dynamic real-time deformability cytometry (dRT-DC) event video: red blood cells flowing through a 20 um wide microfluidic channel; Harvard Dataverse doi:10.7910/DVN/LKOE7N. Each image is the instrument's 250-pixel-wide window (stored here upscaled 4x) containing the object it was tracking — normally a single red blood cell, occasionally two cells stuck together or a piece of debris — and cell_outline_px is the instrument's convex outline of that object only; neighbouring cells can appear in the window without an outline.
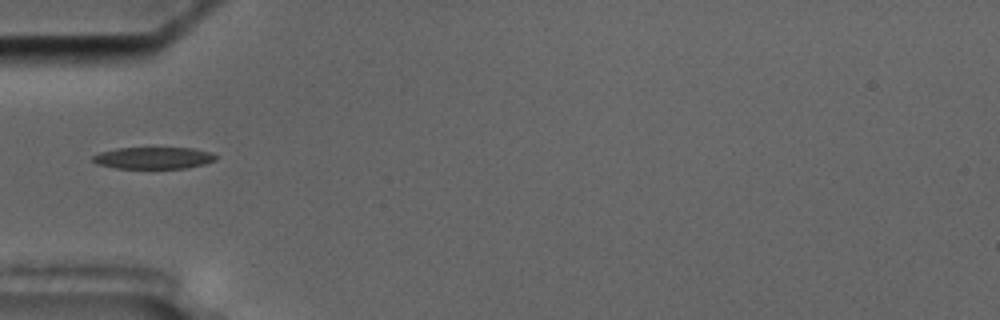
{"species": "common noctule bat (a hibernating species)", "species_latin": "Nyctalus noctula", "temperature_condition": "cold", "stored_images_in_passage": 38, "camera_frame_rate_fps": 3000, "um_per_image_px": 0.085, "animal": {"sex": "male", "body_mass_g": 17.5, "forearm_length_mm": 52.3}, "frame": {"image": 1, "passage_image": 1, "time_ms": 0.0, "image_size_px": [1000, 320], "cell_outline_px": [[216, 160], [204, 164], [184, 168], [116, 168], [96, 164], [92, 160], [92, 156], [100, 152], [116, 148], [192, 148], [212, 152], [216, 156]], "centroid_in_image_um": [13.03, 13.42], "position_along_channel_um": 72.0, "area_um2": 15.61}}
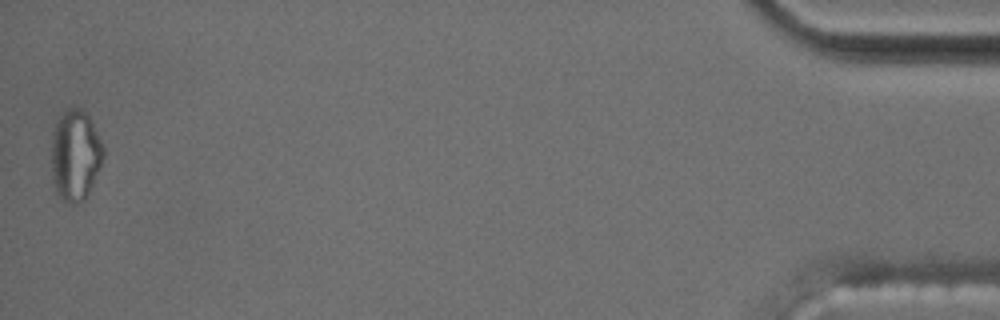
{"frame": {"image": 2, "passage_image": 38, "time_ms": 12.333, "image_size_px": [1000, 320], "cell_outline_px": [[104, 156], [92, 184], [84, 200], [72, 204], [64, 200], [56, 192], [52, 180], [52, 132], [56, 120], [68, 108], [80, 108], [88, 116], [104, 148]], "centroid_in_image_um": [6.37, 13.19], "position_along_channel_um": 428.8, "area_um2": 27.11}}